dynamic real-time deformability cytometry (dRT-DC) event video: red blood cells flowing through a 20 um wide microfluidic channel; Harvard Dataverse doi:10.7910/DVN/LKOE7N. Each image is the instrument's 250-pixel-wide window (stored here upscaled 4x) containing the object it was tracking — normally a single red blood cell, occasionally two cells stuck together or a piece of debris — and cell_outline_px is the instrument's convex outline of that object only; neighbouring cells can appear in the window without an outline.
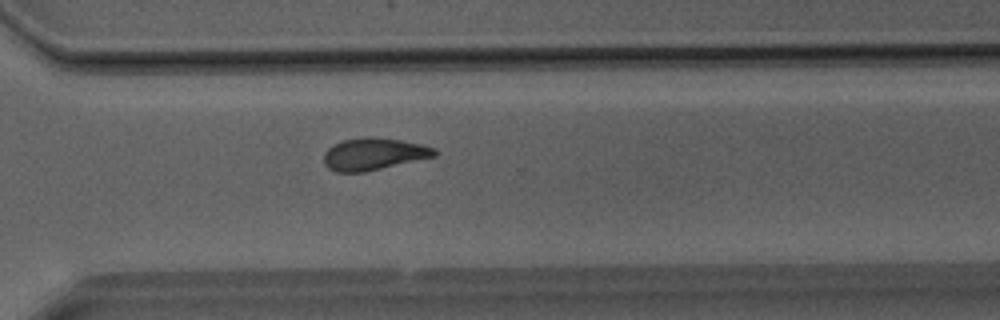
{"species": "Egyptian fruit bat (a non-hibernating species)", "species_latin": "Rousettus aegyptiacus", "temperature_condition": "room temperature", "stored_images_in_passage": 33, "camera_frame_rate_fps": 3000, "um_per_image_px": 0.085, "animal": {"sex": "male"}, "frame": {"image": 1, "passage_image": 21, "time_ms": 6.667, "image_size_px": [1000, 320], "cell_outline_px": [[436, 156], [364, 172], [336, 172], [328, 168], [324, 164], [324, 152], [332, 144], [344, 140], [364, 136], [368, 136], [400, 140], [420, 144], [436, 148]], "centroid_in_image_um": [31.73, 13.09], "position_along_channel_um": 338.9, "area_um2": 20.69}}
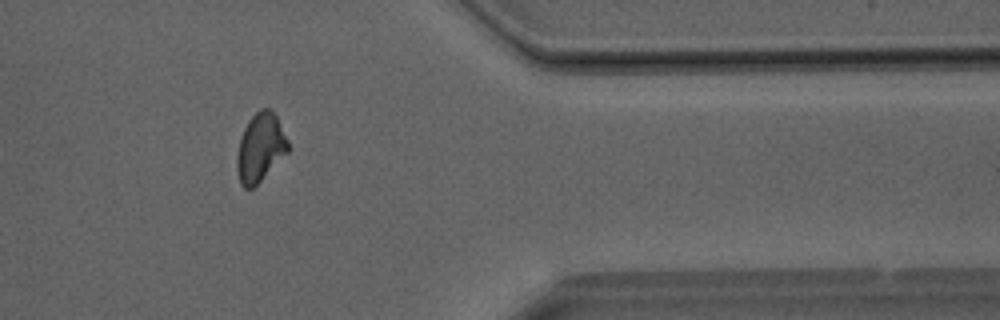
{"frame": {"image": 2, "passage_image": 25, "time_ms": 8.0, "image_size_px": [1000, 320], "cell_outline_px": [[288, 152], [252, 188], [244, 188], [240, 184], [236, 168], [236, 156], [240, 140], [244, 128], [248, 120], [260, 108], [272, 108], [288, 140]], "centroid_in_image_um": [22.11, 12.52], "position_along_channel_um": 389.3, "area_um2": 20.23}}
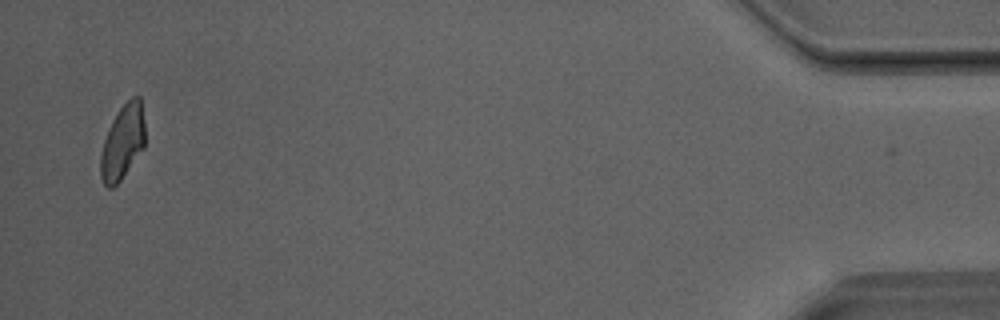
{"frame": {"image": 3, "passage_image": 31, "time_ms": 10.0, "image_size_px": [1000, 320], "cell_outline_px": [[144, 148], [120, 180], [112, 188], [108, 188], [104, 184], [100, 176], [100, 156], [104, 140], [112, 120], [120, 108], [132, 96], [140, 96], [144, 120]], "centroid_in_image_um": [10.42, 12.08], "position_along_channel_um": 424.8, "area_um2": 19.19}}